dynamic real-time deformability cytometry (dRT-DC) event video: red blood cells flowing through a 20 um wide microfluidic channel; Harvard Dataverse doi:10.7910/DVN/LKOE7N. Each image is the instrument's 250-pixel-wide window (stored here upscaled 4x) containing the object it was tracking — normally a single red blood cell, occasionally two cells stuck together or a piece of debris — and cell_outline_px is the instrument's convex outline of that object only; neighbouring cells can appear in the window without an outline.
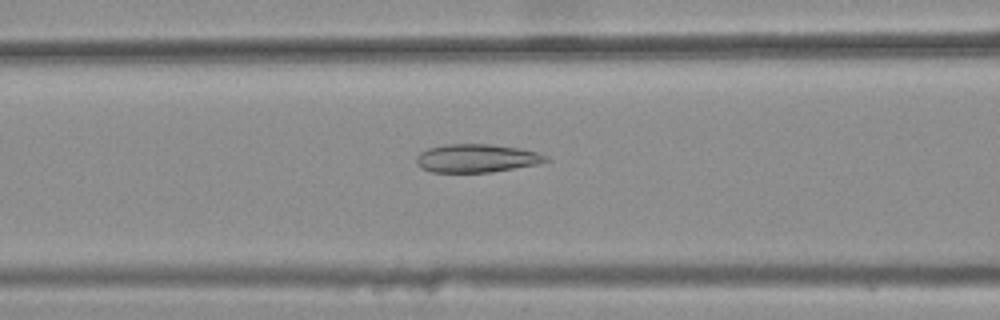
{"species": "common noctule bat (a hibernating species)", "species_latin": "Nyctalus noctula", "temperature_condition": "warm", "stored_images_in_passage": 45, "camera_frame_rate_fps": 3000, "um_per_image_px": 0.085, "animal": {"sex": "female", "body_mass_g": 25.1}, "frame": {"image": 1, "passage_image": 20, "time_ms": 6.333, "image_size_px": [1000, 320], "cell_outline_px": [[552, 160], [540, 164], [492, 172], [432, 172], [416, 164], [416, 156], [420, 152], [428, 148], [444, 144], [492, 144], [520, 148], [536, 152], [548, 156]], "centroid_in_image_um": [40.56, 13.45], "position_along_channel_um": 126.0, "area_um2": 21.56}}
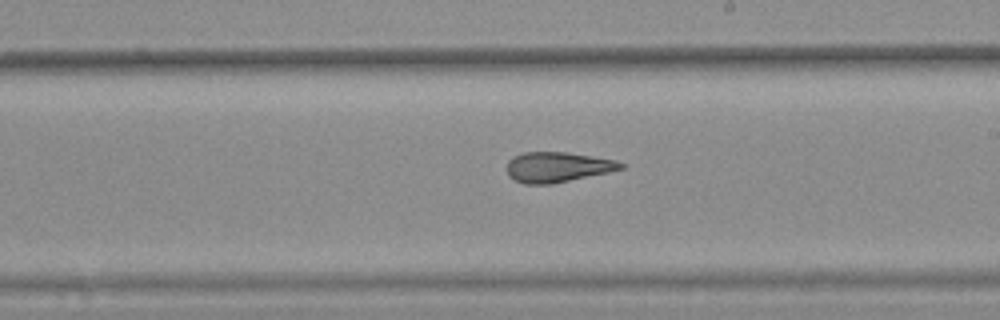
{"frame": {"image": 2, "passage_image": 29, "time_ms": 9.333, "image_size_px": [1000, 320], "cell_outline_px": [[628, 164], [624, 168], [608, 172], [552, 184], [524, 184], [508, 176], [508, 160], [512, 156], [524, 152], [568, 152], [616, 160]], "centroid_in_image_um": [47.4, 14.19], "position_along_channel_um": 241.6, "area_um2": 20.11}}
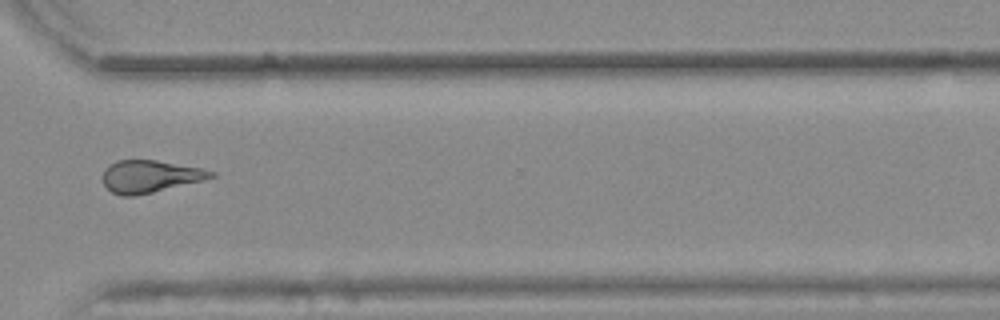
{"frame": {"image": 3, "passage_image": 38, "time_ms": 12.333, "image_size_px": [1000, 320], "cell_outline_px": [[216, 176], [204, 180], [136, 196], [124, 196], [112, 192], [104, 184], [104, 168], [108, 164], [116, 160], [156, 160], [200, 168], [216, 172]], "centroid_in_image_um": [12.75, 14.99], "position_along_channel_um": 357.9, "area_um2": 20.29}, "authors_computed_cell_mechanics": {"area_um2": 21.5594, "velocity_mm_per_s": 3.8581, "shape_relaxation_time_tau1_ms": null, "shape_relaxation_time_tau2_ms": 2.378, "deformation_change_tau1": null, "deformation_change_tau2": 0.1214}}